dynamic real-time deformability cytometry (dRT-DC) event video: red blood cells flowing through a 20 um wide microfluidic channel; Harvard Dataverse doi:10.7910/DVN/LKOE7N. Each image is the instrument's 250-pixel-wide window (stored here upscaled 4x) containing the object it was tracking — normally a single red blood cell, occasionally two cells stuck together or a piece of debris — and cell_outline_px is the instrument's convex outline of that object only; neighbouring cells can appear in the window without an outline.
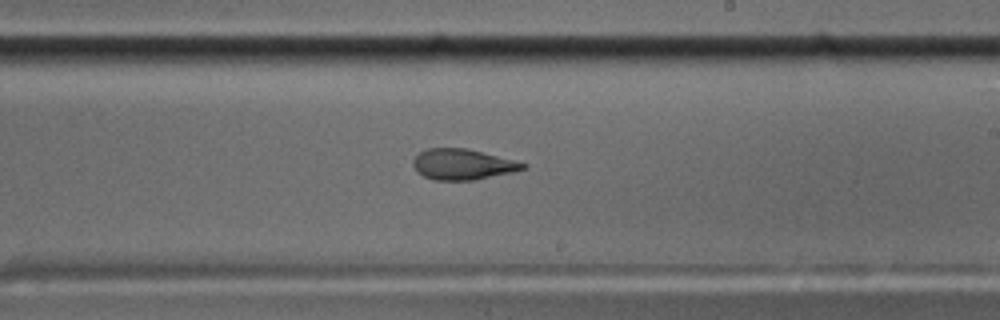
{"species": "common noctule bat (a hibernating species)", "species_latin": "Nyctalus noctula", "temperature_condition": "cold", "stored_images_in_passage": 43, "camera_frame_rate_fps": 3000, "um_per_image_px": 0.085, "animal": {"sex": "male", "body_mass_g": 17.5, "forearm_length_mm": 52.3}, "frame": {"image": 1, "passage_image": 25, "time_ms": 8.0, "image_size_px": [1000, 320], "cell_outline_px": [[528, 168], [512, 172], [472, 180], [432, 180], [416, 172], [412, 164], [412, 160], [420, 152], [428, 148], [468, 148], [528, 164]], "centroid_in_image_um": [39.3, 13.97], "position_along_channel_um": 249.7, "area_um2": 19.65}}
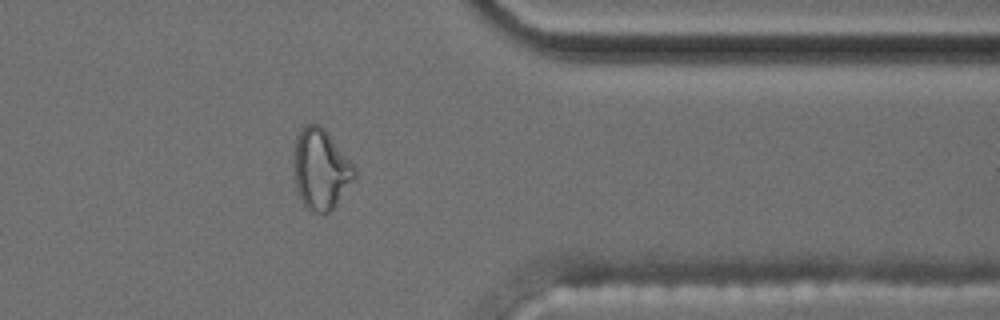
{"frame": {"image": 2, "passage_image": 37, "time_ms": 12.0, "image_size_px": [1000, 320], "cell_outline_px": [[356, 176], [332, 208], [328, 212], [312, 212], [304, 204], [296, 188], [292, 168], [292, 156], [296, 136], [300, 128], [308, 124], [320, 124], [324, 128], [356, 168]], "centroid_in_image_um": [27.21, 14.33], "position_along_channel_um": 384.2, "area_um2": 28.44}, "authors_computed_cell_mechanics": {"area_um2": 20.2878, "velocity_mm_per_s": 3.6316, "shape_relaxation_time_tau1_ms": null, "shape_relaxation_time_tau2_ms": 2.208, "deformation_change_tau1": null, "deformation_change_tau2": 0.0849}}